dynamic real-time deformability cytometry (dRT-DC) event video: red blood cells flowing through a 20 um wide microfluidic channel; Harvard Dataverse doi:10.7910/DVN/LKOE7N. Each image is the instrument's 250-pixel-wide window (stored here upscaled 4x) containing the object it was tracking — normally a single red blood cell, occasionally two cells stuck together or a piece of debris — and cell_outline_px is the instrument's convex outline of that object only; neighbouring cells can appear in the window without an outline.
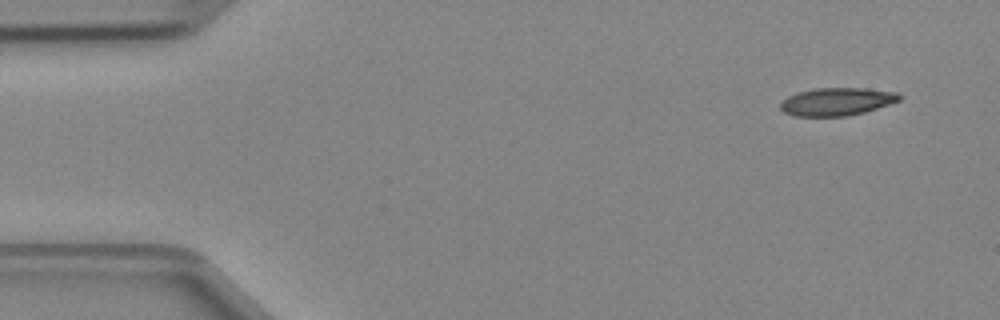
{"species": "Egyptian fruit bat (a non-hibernating species)", "species_latin": "Rousettus aegyptiacus", "temperature_condition": "cold", "stored_images_in_passage": 4, "camera_frame_rate_fps": 3000, "um_per_image_px": 0.085, "animal": {"sex": "female"}, "frame": {"image": 1, "passage_image": 1, "time_ms": 0.0, "image_size_px": [1000, 320], "cell_outline_px": [[900, 100], [864, 112], [848, 116], [796, 116], [784, 112], [780, 108], [780, 104], [788, 96], [796, 92], [816, 88], [864, 88], [896, 92], [900, 96]], "centroid_in_image_um": [71.1, 8.63], "position_along_channel_um": 13.9, "area_um2": 19.13}}